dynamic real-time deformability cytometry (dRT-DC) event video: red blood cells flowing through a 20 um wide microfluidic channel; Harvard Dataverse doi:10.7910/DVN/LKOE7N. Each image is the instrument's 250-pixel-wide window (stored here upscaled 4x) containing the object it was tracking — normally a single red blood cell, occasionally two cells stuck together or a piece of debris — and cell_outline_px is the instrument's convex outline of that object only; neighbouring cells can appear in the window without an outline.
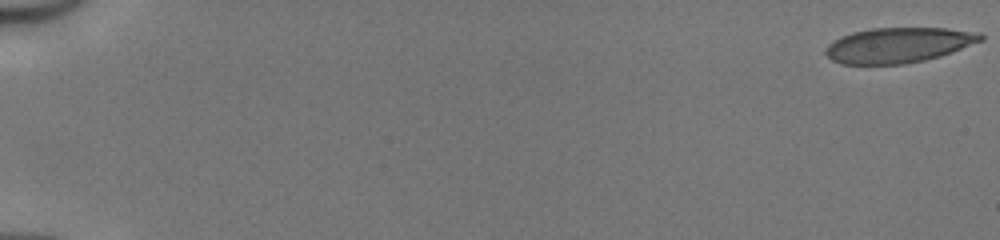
{"species": "human", "species_latin": "Homo sapiens", "temperature_condition": "cold", "stored_images_in_passage": 51, "camera_frame_rate_fps": 3000, "um_per_image_px": 0.085, "donor": {"sex": "male"}, "frame": {"image": 1, "passage_image": 1, "time_ms": 0.0, "image_size_px": [1000, 240], "cell_outline_px": [[984, 40], [952, 52], [940, 56], [924, 60], [904, 64], [840, 64], [832, 60], [824, 52], [828, 44], [852, 32], [872, 28], [944, 28], [980, 32], [984, 36]], "centroid_in_image_um": [76.4, 3.83], "position_along_channel_um": 8.6, "area_um2": 31.73}}
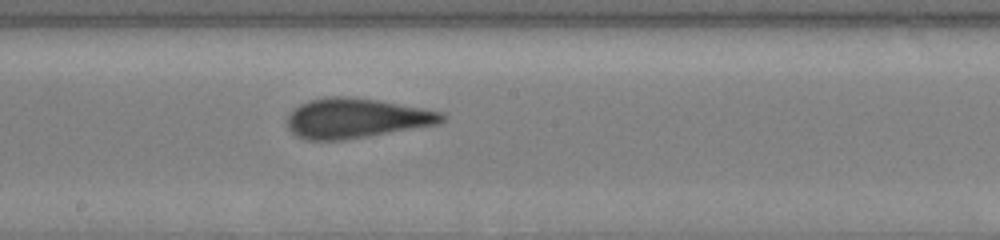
{"frame": {"image": 2, "passage_image": 30, "time_ms": 9.667, "image_size_px": [1000, 240], "cell_outline_px": [[448, 116], [440, 124], [344, 140], [308, 140], [296, 136], [288, 128], [288, 112], [292, 108], [308, 100], [324, 96], [344, 96], [376, 100], [444, 112]], "centroid_in_image_um": [30.26, 10.04], "position_along_channel_um": 217.9, "area_um2": 36.07}}
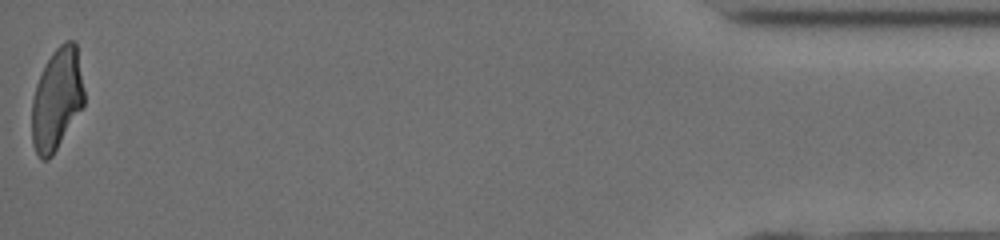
{"frame": {"image": 3, "passage_image": 51, "time_ms": 16.667, "image_size_px": [1000, 240], "cell_outline_px": [[84, 104], [52, 156], [48, 160], [40, 160], [32, 144], [32, 100], [36, 84], [52, 52], [64, 40], [76, 40], [84, 88]], "centroid_in_image_um": [4.83, 8.42], "position_along_channel_um": 430.4, "area_um2": 30.98}, "authors_computed_cell_mechanics": {"area_um2": 34.5644, "velocity_mm_per_s": 4.1767, "shape_relaxation_time_tau1_ms": 4.7268, "shape_relaxation_time_tau2_ms": 1.2296, "deformation_change_tau1": 0.1772, "deformation_change_tau2": 0.0896}}